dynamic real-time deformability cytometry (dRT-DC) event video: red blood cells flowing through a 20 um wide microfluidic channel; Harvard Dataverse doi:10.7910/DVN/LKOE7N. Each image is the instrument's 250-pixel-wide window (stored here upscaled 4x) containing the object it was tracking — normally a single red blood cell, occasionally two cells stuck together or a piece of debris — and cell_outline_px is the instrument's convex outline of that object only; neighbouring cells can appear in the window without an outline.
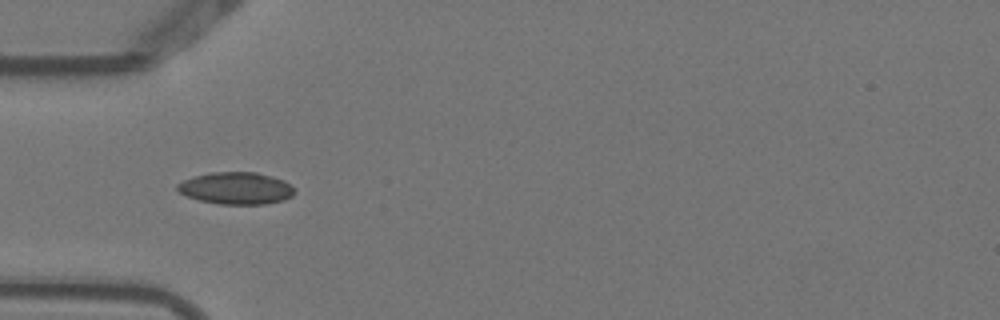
{"species": "Egyptian fruit bat (a non-hibernating species)", "species_latin": "Rousettus aegyptiacus", "temperature_condition": "warm", "stored_images_in_passage": 6, "camera_frame_rate_fps": 3000, "um_per_image_px": 0.085, "animal": {"sex": "female"}, "frame": {"image": 1, "passage_image": 4, "time_ms": 1.0, "image_size_px": [1000, 320], "cell_outline_px": [[296, 192], [292, 196], [284, 200], [264, 204], [220, 204], [200, 200], [188, 196], [180, 192], [176, 188], [176, 184], [184, 180], [208, 172], [256, 172], [272, 176], [284, 180]], "centroid_in_image_um": [20.08, 15.99], "position_along_channel_um": 64.9, "area_um2": 21.79}}
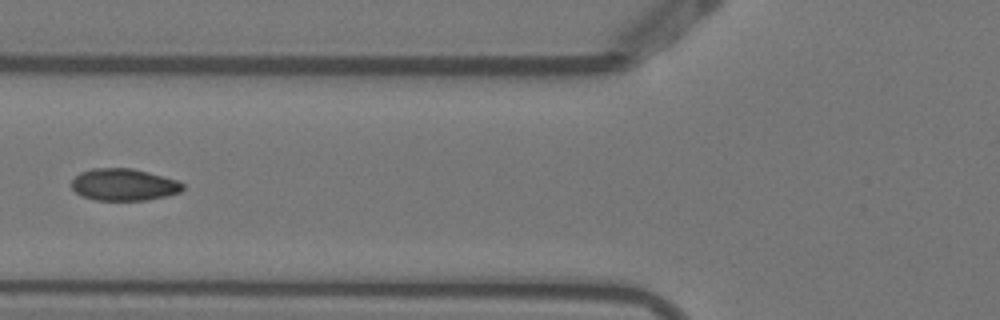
{"frame": {"image": 2, "passage_image": 5, "time_ms": 1.333, "image_size_px": [1000, 320], "cell_outline_px": [[184, 188], [180, 192], [168, 196], [144, 200], [96, 200], [84, 196], [76, 192], [72, 188], [72, 180], [80, 172], [92, 168], [132, 168], [148, 172], [176, 180], [184, 184]], "centroid_in_image_um": [10.53, 15.69], "position_along_channel_um": 115.3, "area_um2": 20.63}}
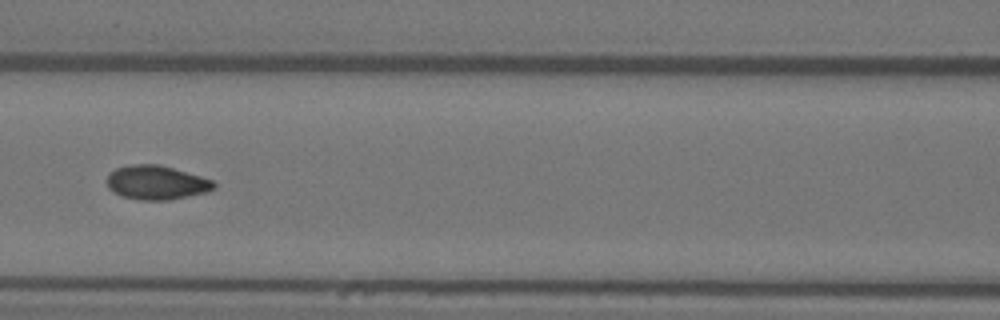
{"frame": {"image": 3, "passage_image": 6, "time_ms": 1.667, "image_size_px": [1000, 320], "cell_outline_px": [[216, 188], [204, 192], [188, 196], [168, 200], [140, 200], [120, 196], [112, 192], [108, 188], [108, 172], [116, 168], [128, 164], [160, 164], [200, 176], [212, 180], [216, 184]], "centroid_in_image_um": [13.26, 15.51], "position_along_channel_um": 153.3, "area_um2": 21.33}}